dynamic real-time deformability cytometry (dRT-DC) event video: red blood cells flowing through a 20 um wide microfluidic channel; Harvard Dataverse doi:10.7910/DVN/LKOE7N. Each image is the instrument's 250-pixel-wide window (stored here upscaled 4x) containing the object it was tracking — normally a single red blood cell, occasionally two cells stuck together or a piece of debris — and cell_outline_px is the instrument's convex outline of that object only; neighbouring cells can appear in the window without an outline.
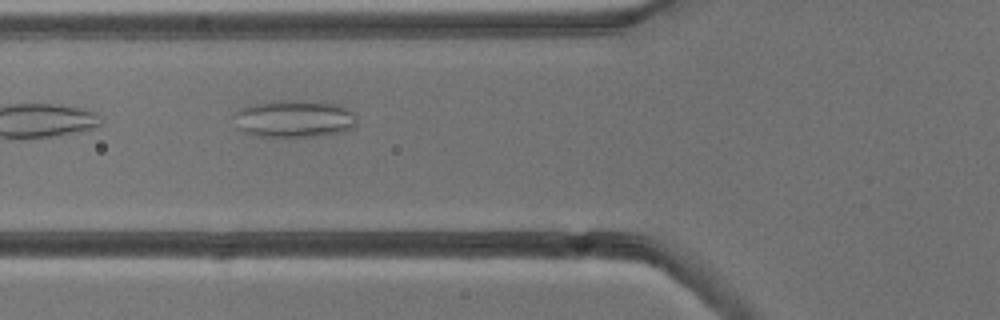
{"species": "common noctule bat (a hibernating species)", "species_latin": "Nyctalus noctula", "temperature_condition": "cold", "stored_images_in_passage": 6, "camera_frame_rate_fps": 3000, "um_per_image_px": 0.085, "animal": {"sex": "male", "body_mass_g": 13.3}, "frame": {"image": 1, "passage_image": 5, "time_ms": 4.333, "image_size_px": [1000, 320], "cell_outline_px": [[356, 124], [352, 128], [344, 132], [320, 136], [260, 136], [244, 132], [240, 128], [236, 112], [252, 104], [280, 100], [304, 100], [340, 104], [356, 112]], "centroid_in_image_um": [25.15, 10.08], "position_along_channel_um": 100.7, "area_um2": 26.59}}